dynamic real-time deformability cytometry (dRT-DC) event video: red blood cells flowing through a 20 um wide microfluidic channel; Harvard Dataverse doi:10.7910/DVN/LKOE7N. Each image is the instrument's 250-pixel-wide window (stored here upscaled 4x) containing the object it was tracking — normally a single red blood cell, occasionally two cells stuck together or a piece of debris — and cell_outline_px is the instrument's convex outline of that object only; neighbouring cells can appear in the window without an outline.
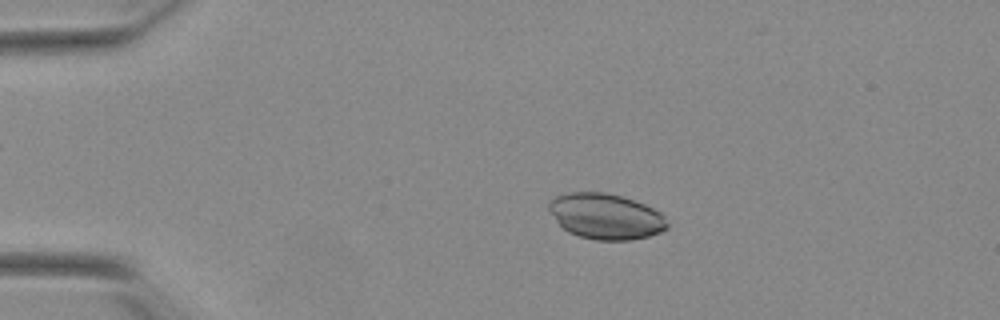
{"species": "Egyptian fruit bat (a non-hibernating species)", "species_latin": "Rousettus aegyptiacus", "temperature_condition": "warm", "stored_images_in_passage": 53, "camera_frame_rate_fps": 3000, "um_per_image_px": 0.085, "animal": {"sex": "female"}, "frame": {"image": 1, "passage_image": 11, "time_ms": 3.333, "image_size_px": [1000, 320], "cell_outline_px": [[668, 228], [660, 232], [648, 236], [632, 240], [596, 240], [580, 236], [568, 232], [556, 220], [548, 208], [548, 204], [556, 196], [568, 192], [604, 192], [620, 196], [644, 204], [660, 212], [664, 216], [668, 224]], "centroid_in_image_um": [51.5, 18.39], "position_along_channel_um": 33.5, "area_um2": 31.27}}
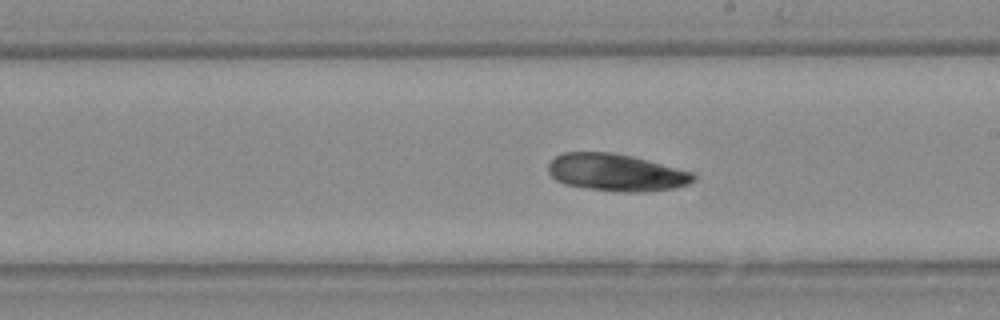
{"frame": {"image": 2, "passage_image": 31, "time_ms": 10.0, "image_size_px": [1000, 320], "cell_outline_px": [[696, 180], [688, 184], [676, 188], [644, 192], [620, 192], [588, 188], [564, 184], [556, 180], [548, 172], [548, 164], [556, 156], [564, 152], [612, 152], [632, 156], [692, 172], [696, 176]], "centroid_in_image_um": [52.38, 14.67], "position_along_channel_um": 236.6, "area_um2": 31.5}}
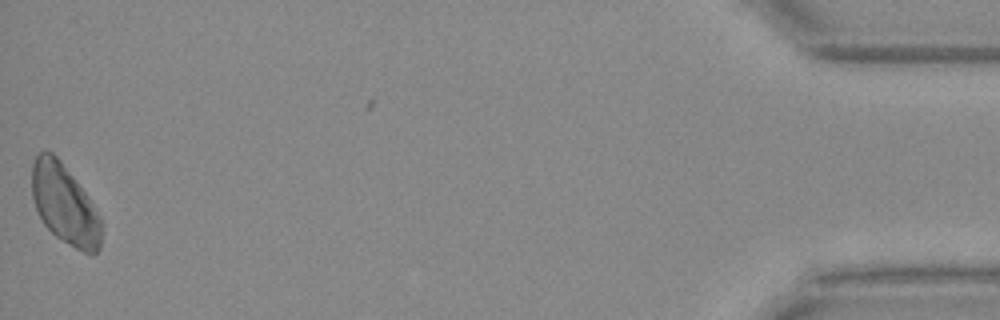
{"frame": {"image": 3, "passage_image": 53, "time_ms": 17.333, "image_size_px": [1000, 320], "cell_outline_px": [[104, 220], [100, 248], [96, 252], [84, 252], [76, 248], [56, 236], [44, 224], [36, 208], [32, 196], [32, 164], [36, 156], [44, 148], [52, 152], [60, 160], [84, 192]], "centroid_in_image_um": [5.51, 17.36], "position_along_channel_um": 429.7, "area_um2": 32.14}}